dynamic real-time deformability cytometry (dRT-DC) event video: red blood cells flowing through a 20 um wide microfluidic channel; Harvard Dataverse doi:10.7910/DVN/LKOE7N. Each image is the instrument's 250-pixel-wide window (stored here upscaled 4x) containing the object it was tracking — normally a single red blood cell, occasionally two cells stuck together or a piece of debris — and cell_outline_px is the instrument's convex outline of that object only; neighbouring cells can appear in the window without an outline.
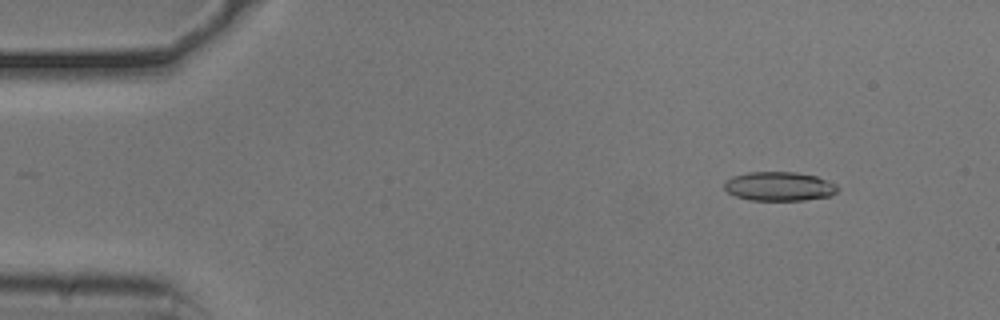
{"species": "common noctule bat (a hibernating species)", "species_latin": "Nyctalus noctula", "temperature_condition": "cold", "stored_images_in_passage": 53, "camera_frame_rate_fps": 3000, "um_per_image_px": 0.085, "animal": {"sex": "male", "body_mass_g": 20.5, "forearm_length_mm": 52.5}, "frame": {"image": 1, "passage_image": 6, "time_ms": 1.667, "image_size_px": [1000, 320], "cell_outline_px": [[840, 188], [832, 196], [804, 200], [748, 200], [736, 196], [728, 192], [724, 188], [724, 180], [732, 176], [748, 172], [796, 172], [816, 176], [836, 184]], "centroid_in_image_um": [66.23, 15.84], "position_along_channel_um": 18.8, "area_um2": 19.36}}
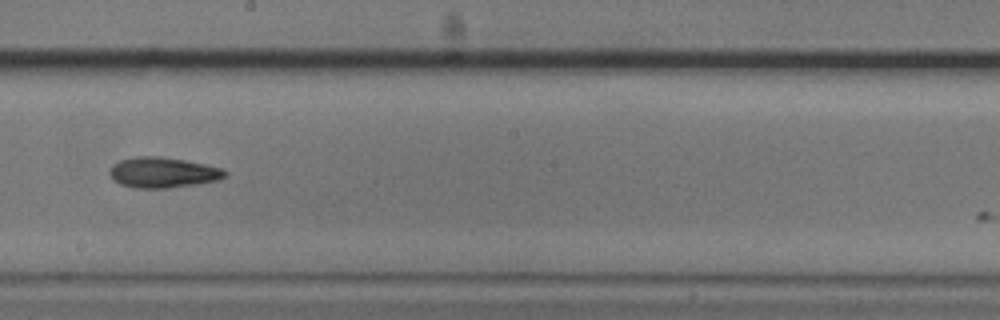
{"frame": {"image": 2, "passage_image": 30, "time_ms": 9.667, "image_size_px": [1000, 320], "cell_outline_px": [[228, 176], [220, 180], [196, 184], [168, 188], [136, 188], [120, 184], [108, 172], [112, 164], [120, 160], [136, 156], [160, 156], [184, 160], [224, 168], [228, 172]], "centroid_in_image_um": [13.89, 14.66], "position_along_channel_um": 234.3, "area_um2": 20.63}}
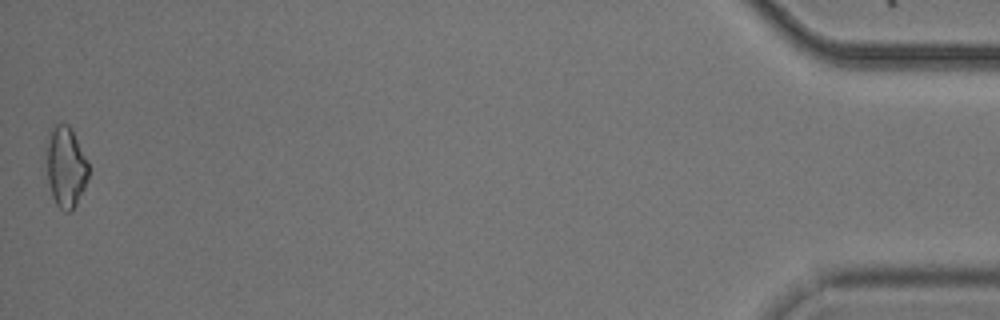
{"frame": {"image": 3, "passage_image": 53, "time_ms": 17.333, "image_size_px": [1000, 320], "cell_outline_px": [[88, 176], [84, 188], [72, 212], [64, 212], [56, 204], [52, 196], [48, 180], [48, 128], [56, 124], [68, 124], [72, 128], [88, 160]], "centroid_in_image_um": [5.61, 14.17], "position_along_channel_um": 429.6, "area_um2": 19.77}, "authors_computed_cell_mechanics": {"area_um2": 19.5364, "velocity_mm_per_s": 3.7854, "shape_relaxation_time_tau1_ms": 2.9705, "shape_relaxation_time_tau2_ms": 8.7398, "deformation_change_tau1": 0.1059, "deformation_change_tau2": 0.2065}}